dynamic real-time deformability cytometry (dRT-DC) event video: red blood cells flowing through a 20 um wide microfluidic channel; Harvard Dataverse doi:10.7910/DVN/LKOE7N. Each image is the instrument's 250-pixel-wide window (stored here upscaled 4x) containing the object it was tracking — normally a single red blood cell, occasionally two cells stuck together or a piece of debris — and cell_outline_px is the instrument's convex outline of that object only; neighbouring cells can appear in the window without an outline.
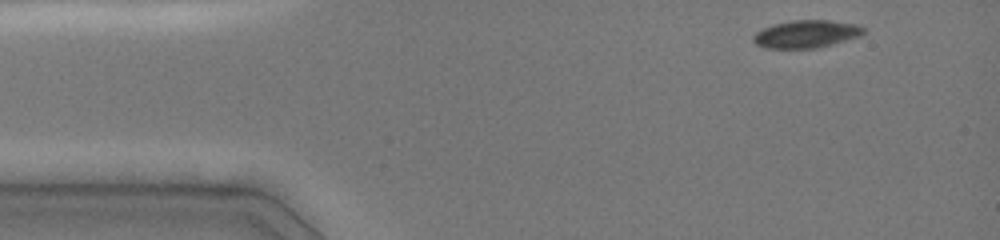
{"species": "common noctule bat (a hibernating species)", "species_latin": "Nyctalus noctula", "temperature_condition": "cold", "stored_images_in_passage": 8, "camera_frame_rate_fps": 3000, "um_per_image_px": 0.085, "animal": {"sex": "female", "body_mass_g": 19.0, "forearm_length_mm": 51.5}, "frame": {"image": 1, "passage_image": 1, "time_ms": 0.0, "image_size_px": [1000, 240], "cell_outline_px": [[864, 32], [860, 36], [832, 44], [816, 48], [764, 48], [756, 44], [752, 40], [752, 36], [756, 32], [772, 24], [792, 20], [828, 20], [856, 24], [864, 28]], "centroid_in_image_um": [68.5, 2.89], "position_along_channel_um": 16.5, "area_um2": 17.74}}
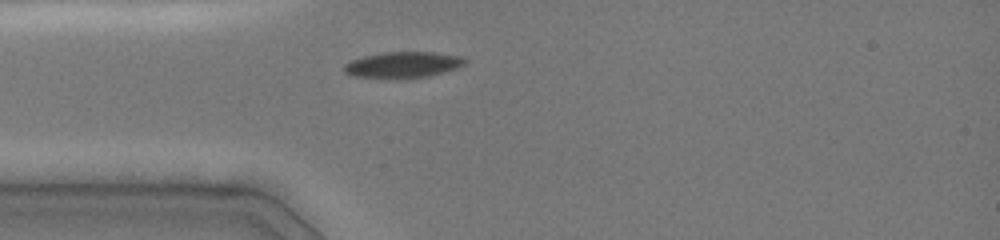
{"frame": {"image": 2, "passage_image": 8, "time_ms": 2.667, "image_size_px": [1000, 240], "cell_outline_px": [[468, 60], [464, 64], [456, 68], [444, 72], [428, 76], [396, 80], [388, 80], [356, 76], [344, 72], [344, 64], [352, 60], [364, 56], [384, 52], [432, 52], [460, 56]], "centroid_in_image_um": [34.23, 5.53], "position_along_channel_um": 50.8, "area_um2": 18.61}}